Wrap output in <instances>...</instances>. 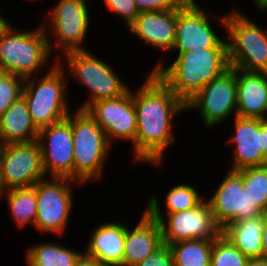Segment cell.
<instances>
[{
    "label": "cell",
    "mask_w": 267,
    "mask_h": 266,
    "mask_svg": "<svg viewBox=\"0 0 267 266\" xmlns=\"http://www.w3.org/2000/svg\"><path fill=\"white\" fill-rule=\"evenodd\" d=\"M143 82L133 90L137 120L135 164L161 167L164 152L175 145L173 120L186 111V105L151 71Z\"/></svg>",
    "instance_id": "1"
},
{
    "label": "cell",
    "mask_w": 267,
    "mask_h": 266,
    "mask_svg": "<svg viewBox=\"0 0 267 266\" xmlns=\"http://www.w3.org/2000/svg\"><path fill=\"white\" fill-rule=\"evenodd\" d=\"M161 60L151 72L185 105L207 83L230 68L228 48L184 51L168 66H164L165 62Z\"/></svg>",
    "instance_id": "2"
},
{
    "label": "cell",
    "mask_w": 267,
    "mask_h": 266,
    "mask_svg": "<svg viewBox=\"0 0 267 266\" xmlns=\"http://www.w3.org/2000/svg\"><path fill=\"white\" fill-rule=\"evenodd\" d=\"M13 26L0 36V72L27 79L56 64L57 58L53 65L49 62L52 53L42 24L29 31Z\"/></svg>",
    "instance_id": "3"
},
{
    "label": "cell",
    "mask_w": 267,
    "mask_h": 266,
    "mask_svg": "<svg viewBox=\"0 0 267 266\" xmlns=\"http://www.w3.org/2000/svg\"><path fill=\"white\" fill-rule=\"evenodd\" d=\"M67 77L65 69L56 62L44 75L25 79L22 96L38 129L66 119L71 112Z\"/></svg>",
    "instance_id": "4"
},
{
    "label": "cell",
    "mask_w": 267,
    "mask_h": 266,
    "mask_svg": "<svg viewBox=\"0 0 267 266\" xmlns=\"http://www.w3.org/2000/svg\"><path fill=\"white\" fill-rule=\"evenodd\" d=\"M237 9L219 16L226 32L230 67L267 73V31Z\"/></svg>",
    "instance_id": "5"
},
{
    "label": "cell",
    "mask_w": 267,
    "mask_h": 266,
    "mask_svg": "<svg viewBox=\"0 0 267 266\" xmlns=\"http://www.w3.org/2000/svg\"><path fill=\"white\" fill-rule=\"evenodd\" d=\"M73 180L88 184L103 177L104 165L111 151L105 131L86 110L72 113Z\"/></svg>",
    "instance_id": "6"
},
{
    "label": "cell",
    "mask_w": 267,
    "mask_h": 266,
    "mask_svg": "<svg viewBox=\"0 0 267 266\" xmlns=\"http://www.w3.org/2000/svg\"><path fill=\"white\" fill-rule=\"evenodd\" d=\"M64 56L57 62L65 69L69 78L72 77L73 80L75 78L76 82L85 86L90 93L87 101L76 109L86 110L93 102L120 97L130 89V86L112 69L113 66L90 53L89 49L72 51Z\"/></svg>",
    "instance_id": "7"
},
{
    "label": "cell",
    "mask_w": 267,
    "mask_h": 266,
    "mask_svg": "<svg viewBox=\"0 0 267 266\" xmlns=\"http://www.w3.org/2000/svg\"><path fill=\"white\" fill-rule=\"evenodd\" d=\"M87 1L59 0L49 12L47 11V20L42 23V27L48 36L51 53H54V49L61 52L60 55L55 56L58 57L57 60L66 53L87 50L84 40H86L90 28L88 26L92 20ZM50 35L52 38L54 37V42Z\"/></svg>",
    "instance_id": "8"
},
{
    "label": "cell",
    "mask_w": 267,
    "mask_h": 266,
    "mask_svg": "<svg viewBox=\"0 0 267 266\" xmlns=\"http://www.w3.org/2000/svg\"><path fill=\"white\" fill-rule=\"evenodd\" d=\"M74 184L81 183L68 178L46 177L35 184L37 214L34 227L39 232L61 236L69 228Z\"/></svg>",
    "instance_id": "9"
},
{
    "label": "cell",
    "mask_w": 267,
    "mask_h": 266,
    "mask_svg": "<svg viewBox=\"0 0 267 266\" xmlns=\"http://www.w3.org/2000/svg\"><path fill=\"white\" fill-rule=\"evenodd\" d=\"M46 178L38 141L0 145V180L3 190L33 187Z\"/></svg>",
    "instance_id": "10"
},
{
    "label": "cell",
    "mask_w": 267,
    "mask_h": 266,
    "mask_svg": "<svg viewBox=\"0 0 267 266\" xmlns=\"http://www.w3.org/2000/svg\"><path fill=\"white\" fill-rule=\"evenodd\" d=\"M193 109L198 110L206 128H215L230 115L237 116L236 68L230 67L207 83L186 104L187 112Z\"/></svg>",
    "instance_id": "11"
},
{
    "label": "cell",
    "mask_w": 267,
    "mask_h": 266,
    "mask_svg": "<svg viewBox=\"0 0 267 266\" xmlns=\"http://www.w3.org/2000/svg\"><path fill=\"white\" fill-rule=\"evenodd\" d=\"M199 6L196 0H186L176 9V38L171 51L180 54L206 48H228L226 35L222 37L216 33L208 11Z\"/></svg>",
    "instance_id": "12"
},
{
    "label": "cell",
    "mask_w": 267,
    "mask_h": 266,
    "mask_svg": "<svg viewBox=\"0 0 267 266\" xmlns=\"http://www.w3.org/2000/svg\"><path fill=\"white\" fill-rule=\"evenodd\" d=\"M86 111L105 131L110 145L113 140L131 142L135 163L137 120L131 87L120 97L93 102Z\"/></svg>",
    "instance_id": "13"
},
{
    "label": "cell",
    "mask_w": 267,
    "mask_h": 266,
    "mask_svg": "<svg viewBox=\"0 0 267 266\" xmlns=\"http://www.w3.org/2000/svg\"><path fill=\"white\" fill-rule=\"evenodd\" d=\"M159 224L167 245L182 240L217 239L222 234L206 199L193 209L166 214Z\"/></svg>",
    "instance_id": "14"
},
{
    "label": "cell",
    "mask_w": 267,
    "mask_h": 266,
    "mask_svg": "<svg viewBox=\"0 0 267 266\" xmlns=\"http://www.w3.org/2000/svg\"><path fill=\"white\" fill-rule=\"evenodd\" d=\"M46 177L73 180L72 114L66 119L39 129L37 139Z\"/></svg>",
    "instance_id": "15"
},
{
    "label": "cell",
    "mask_w": 267,
    "mask_h": 266,
    "mask_svg": "<svg viewBox=\"0 0 267 266\" xmlns=\"http://www.w3.org/2000/svg\"><path fill=\"white\" fill-rule=\"evenodd\" d=\"M220 182L215 193L206 200L222 230L228 224L263 214L256 206L250 205L247 190L243 189L242 175L238 170L229 169Z\"/></svg>",
    "instance_id": "16"
},
{
    "label": "cell",
    "mask_w": 267,
    "mask_h": 266,
    "mask_svg": "<svg viewBox=\"0 0 267 266\" xmlns=\"http://www.w3.org/2000/svg\"><path fill=\"white\" fill-rule=\"evenodd\" d=\"M235 132L227 140L235 147L231 170L267 165V121L258 118H233Z\"/></svg>",
    "instance_id": "17"
},
{
    "label": "cell",
    "mask_w": 267,
    "mask_h": 266,
    "mask_svg": "<svg viewBox=\"0 0 267 266\" xmlns=\"http://www.w3.org/2000/svg\"><path fill=\"white\" fill-rule=\"evenodd\" d=\"M128 29L146 45L170 53L176 38V9L140 12Z\"/></svg>",
    "instance_id": "18"
},
{
    "label": "cell",
    "mask_w": 267,
    "mask_h": 266,
    "mask_svg": "<svg viewBox=\"0 0 267 266\" xmlns=\"http://www.w3.org/2000/svg\"><path fill=\"white\" fill-rule=\"evenodd\" d=\"M130 228L126 227L122 266L136 265L164 244L159 222L145 211L137 225Z\"/></svg>",
    "instance_id": "19"
},
{
    "label": "cell",
    "mask_w": 267,
    "mask_h": 266,
    "mask_svg": "<svg viewBox=\"0 0 267 266\" xmlns=\"http://www.w3.org/2000/svg\"><path fill=\"white\" fill-rule=\"evenodd\" d=\"M127 225L103 222L93 229L83 253L107 266H122Z\"/></svg>",
    "instance_id": "20"
},
{
    "label": "cell",
    "mask_w": 267,
    "mask_h": 266,
    "mask_svg": "<svg viewBox=\"0 0 267 266\" xmlns=\"http://www.w3.org/2000/svg\"><path fill=\"white\" fill-rule=\"evenodd\" d=\"M237 116L267 120V73L236 68Z\"/></svg>",
    "instance_id": "21"
},
{
    "label": "cell",
    "mask_w": 267,
    "mask_h": 266,
    "mask_svg": "<svg viewBox=\"0 0 267 266\" xmlns=\"http://www.w3.org/2000/svg\"><path fill=\"white\" fill-rule=\"evenodd\" d=\"M38 134L23 96L0 117V145L33 142Z\"/></svg>",
    "instance_id": "22"
},
{
    "label": "cell",
    "mask_w": 267,
    "mask_h": 266,
    "mask_svg": "<svg viewBox=\"0 0 267 266\" xmlns=\"http://www.w3.org/2000/svg\"><path fill=\"white\" fill-rule=\"evenodd\" d=\"M263 225L264 214L228 224L222 230V235L247 258H260Z\"/></svg>",
    "instance_id": "23"
},
{
    "label": "cell",
    "mask_w": 267,
    "mask_h": 266,
    "mask_svg": "<svg viewBox=\"0 0 267 266\" xmlns=\"http://www.w3.org/2000/svg\"><path fill=\"white\" fill-rule=\"evenodd\" d=\"M204 196L200 195L199 191L195 189V186H191L187 183L177 184L171 187L168 193L165 195V209L163 213L160 207V200L156 194L150 196L148 202H146V209L144 211L154 220L160 221L166 214L176 213L179 211H186L197 207L203 200Z\"/></svg>",
    "instance_id": "24"
},
{
    "label": "cell",
    "mask_w": 267,
    "mask_h": 266,
    "mask_svg": "<svg viewBox=\"0 0 267 266\" xmlns=\"http://www.w3.org/2000/svg\"><path fill=\"white\" fill-rule=\"evenodd\" d=\"M41 242L27 249L26 266H74L83 254L79 249L77 251L57 242Z\"/></svg>",
    "instance_id": "25"
},
{
    "label": "cell",
    "mask_w": 267,
    "mask_h": 266,
    "mask_svg": "<svg viewBox=\"0 0 267 266\" xmlns=\"http://www.w3.org/2000/svg\"><path fill=\"white\" fill-rule=\"evenodd\" d=\"M4 197L7 200V209H9L10 216L12 215L15 226L20 230L30 224L34 227L37 214L35 185L33 187L6 190L1 195V199L3 200Z\"/></svg>",
    "instance_id": "26"
},
{
    "label": "cell",
    "mask_w": 267,
    "mask_h": 266,
    "mask_svg": "<svg viewBox=\"0 0 267 266\" xmlns=\"http://www.w3.org/2000/svg\"><path fill=\"white\" fill-rule=\"evenodd\" d=\"M215 239L182 240L169 244L175 266H210Z\"/></svg>",
    "instance_id": "27"
},
{
    "label": "cell",
    "mask_w": 267,
    "mask_h": 266,
    "mask_svg": "<svg viewBox=\"0 0 267 266\" xmlns=\"http://www.w3.org/2000/svg\"><path fill=\"white\" fill-rule=\"evenodd\" d=\"M242 175L243 189L247 190L250 205L267 213V165L238 170Z\"/></svg>",
    "instance_id": "28"
},
{
    "label": "cell",
    "mask_w": 267,
    "mask_h": 266,
    "mask_svg": "<svg viewBox=\"0 0 267 266\" xmlns=\"http://www.w3.org/2000/svg\"><path fill=\"white\" fill-rule=\"evenodd\" d=\"M247 262L248 258L222 234L213 241L210 266H246Z\"/></svg>",
    "instance_id": "29"
},
{
    "label": "cell",
    "mask_w": 267,
    "mask_h": 266,
    "mask_svg": "<svg viewBox=\"0 0 267 266\" xmlns=\"http://www.w3.org/2000/svg\"><path fill=\"white\" fill-rule=\"evenodd\" d=\"M25 79L20 76L0 72V117L23 94Z\"/></svg>",
    "instance_id": "30"
},
{
    "label": "cell",
    "mask_w": 267,
    "mask_h": 266,
    "mask_svg": "<svg viewBox=\"0 0 267 266\" xmlns=\"http://www.w3.org/2000/svg\"><path fill=\"white\" fill-rule=\"evenodd\" d=\"M108 11L115 13L126 27H129L140 14L134 0H101Z\"/></svg>",
    "instance_id": "31"
},
{
    "label": "cell",
    "mask_w": 267,
    "mask_h": 266,
    "mask_svg": "<svg viewBox=\"0 0 267 266\" xmlns=\"http://www.w3.org/2000/svg\"><path fill=\"white\" fill-rule=\"evenodd\" d=\"M134 266H175L170 248L163 244L154 253L147 256L143 261Z\"/></svg>",
    "instance_id": "32"
},
{
    "label": "cell",
    "mask_w": 267,
    "mask_h": 266,
    "mask_svg": "<svg viewBox=\"0 0 267 266\" xmlns=\"http://www.w3.org/2000/svg\"><path fill=\"white\" fill-rule=\"evenodd\" d=\"M139 12L178 9L186 0H134Z\"/></svg>",
    "instance_id": "33"
},
{
    "label": "cell",
    "mask_w": 267,
    "mask_h": 266,
    "mask_svg": "<svg viewBox=\"0 0 267 266\" xmlns=\"http://www.w3.org/2000/svg\"><path fill=\"white\" fill-rule=\"evenodd\" d=\"M74 266H107L95 260L92 257L86 256L84 253L78 258Z\"/></svg>",
    "instance_id": "34"
},
{
    "label": "cell",
    "mask_w": 267,
    "mask_h": 266,
    "mask_svg": "<svg viewBox=\"0 0 267 266\" xmlns=\"http://www.w3.org/2000/svg\"><path fill=\"white\" fill-rule=\"evenodd\" d=\"M260 258L267 261V213L264 214V225L262 232V253Z\"/></svg>",
    "instance_id": "35"
},
{
    "label": "cell",
    "mask_w": 267,
    "mask_h": 266,
    "mask_svg": "<svg viewBox=\"0 0 267 266\" xmlns=\"http://www.w3.org/2000/svg\"><path fill=\"white\" fill-rule=\"evenodd\" d=\"M12 25L3 15L0 14V36L6 32Z\"/></svg>",
    "instance_id": "36"
},
{
    "label": "cell",
    "mask_w": 267,
    "mask_h": 266,
    "mask_svg": "<svg viewBox=\"0 0 267 266\" xmlns=\"http://www.w3.org/2000/svg\"><path fill=\"white\" fill-rule=\"evenodd\" d=\"M246 266H267V261L262 258H248Z\"/></svg>",
    "instance_id": "37"
},
{
    "label": "cell",
    "mask_w": 267,
    "mask_h": 266,
    "mask_svg": "<svg viewBox=\"0 0 267 266\" xmlns=\"http://www.w3.org/2000/svg\"><path fill=\"white\" fill-rule=\"evenodd\" d=\"M252 3H254L257 7L256 10L260 12H267V0H252Z\"/></svg>",
    "instance_id": "38"
},
{
    "label": "cell",
    "mask_w": 267,
    "mask_h": 266,
    "mask_svg": "<svg viewBox=\"0 0 267 266\" xmlns=\"http://www.w3.org/2000/svg\"><path fill=\"white\" fill-rule=\"evenodd\" d=\"M4 190L1 184V180H0V199H1V195L3 194Z\"/></svg>",
    "instance_id": "39"
}]
</instances>
